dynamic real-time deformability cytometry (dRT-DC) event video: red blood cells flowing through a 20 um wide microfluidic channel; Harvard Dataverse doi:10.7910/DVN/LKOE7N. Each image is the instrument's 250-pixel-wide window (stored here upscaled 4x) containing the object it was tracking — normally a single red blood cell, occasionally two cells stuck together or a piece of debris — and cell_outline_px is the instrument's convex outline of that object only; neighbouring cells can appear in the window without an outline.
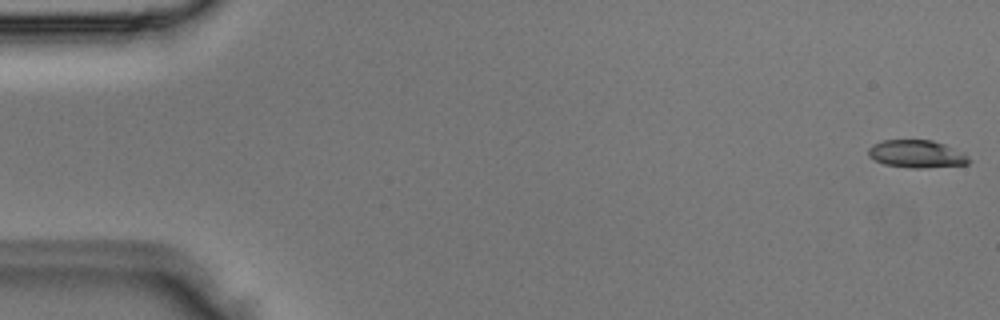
{"species": "Egyptian fruit bat (a non-hibernating species)", "species_latin": "Rousettus aegyptiacus", "temperature_condition": "room temperature", "stored_images_in_passage": 5, "camera_frame_rate_fps": 3000, "um_per_image_px": 0.085, "animal": {"sex": "male"}, "frame": {"image": 1, "passage_image": 1, "time_ms": 0.0, "image_size_px": [1000, 320], "cell_outline_px": [[972, 160], [968, 164], [924, 168], [912, 168], [884, 164], [868, 156], [868, 148], [872, 144], [884, 140], [932, 140], [944, 144], [968, 156]], "centroid_in_image_um": [77.9, 13.09], "position_along_channel_um": 7.1, "area_um2": 16.13}}